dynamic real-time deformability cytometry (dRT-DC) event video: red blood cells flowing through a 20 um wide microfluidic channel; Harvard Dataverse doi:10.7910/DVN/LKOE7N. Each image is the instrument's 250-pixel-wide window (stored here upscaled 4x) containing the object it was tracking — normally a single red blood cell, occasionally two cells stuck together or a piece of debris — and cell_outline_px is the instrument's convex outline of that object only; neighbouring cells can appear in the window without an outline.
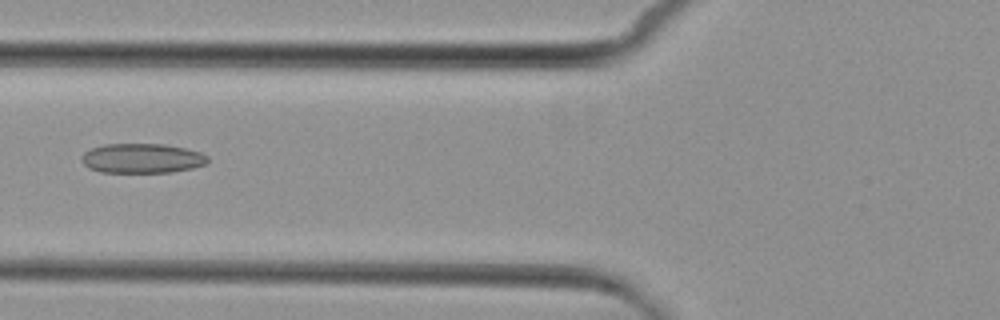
{"species": "common noctule bat (a hibernating species)", "species_latin": "Nyctalus noctula", "temperature_condition": "cold", "stored_images_in_passage": 3, "camera_frame_rate_fps": 3000, "um_per_image_px": 0.085, "animal": {"sex": "female", "body_mass_g": 29.2, "forearm_length_mm": 56.3}, "frame": {"image": 1, "passage_image": 2, "time_ms": 2.0, "image_size_px": [1000, 320], "cell_outline_px": [[208, 160], [204, 164], [192, 168], [172, 172], [100, 172], [88, 168], [80, 160], [80, 156], [84, 152], [92, 148], [104, 144], [164, 144], [184, 148], [200, 152], [208, 156]], "centroid_in_image_um": [12.03, 13.45], "position_along_channel_um": 113.8, "area_um2": 21.79}}
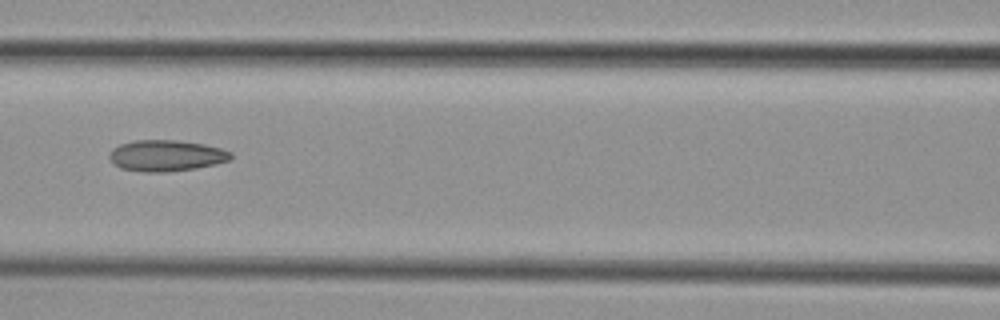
{"frame": {"image": 2, "passage_image": 3, "time_ms": 3.0, "image_size_px": [1000, 320], "cell_outline_px": [[232, 156], [228, 160], [216, 164], [196, 168], [168, 172], [144, 172], [120, 168], [108, 156], [112, 148], [120, 144], [136, 140], [176, 140], [204, 144], [220, 148], [232, 152]], "centroid_in_image_um": [14.13, 13.23], "position_along_channel_um": 152.5, "area_um2": 22.02}}